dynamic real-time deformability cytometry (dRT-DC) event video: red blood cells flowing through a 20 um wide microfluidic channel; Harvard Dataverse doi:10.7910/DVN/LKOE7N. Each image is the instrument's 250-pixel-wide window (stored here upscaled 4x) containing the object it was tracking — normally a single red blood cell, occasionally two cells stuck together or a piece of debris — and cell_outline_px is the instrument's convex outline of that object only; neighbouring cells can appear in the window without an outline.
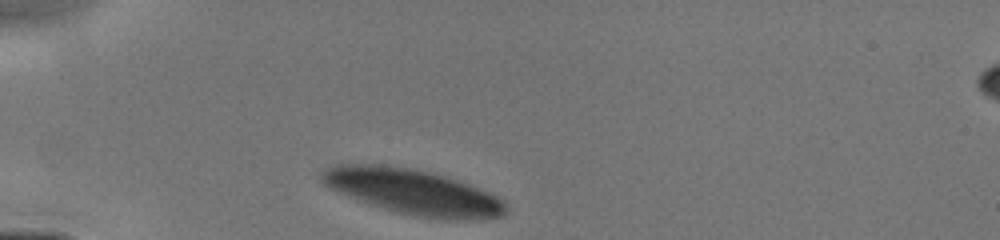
{"species": "human", "species_latin": "Homo sapiens", "temperature_condition": "cold", "stored_images_in_passage": 4, "camera_frame_rate_fps": 3000, "um_per_image_px": 0.085, "donor": {"sex": "male"}, "frame": {"image": 1, "passage_image": 1, "time_ms": 0.0, "image_size_px": [1000, 240], "cell_outline_px": [[508, 212], [500, 216], [480, 220], [452, 220], [416, 216], [368, 204], [356, 200], [328, 188], [320, 180], [320, 172], [332, 164], [380, 164], [408, 168], [428, 172], [444, 176], [468, 184], [488, 192], [504, 200], [508, 204]], "centroid_in_image_um": [35.09, 16.31], "position_along_channel_um": 49.9, "area_um2": 48.73}}
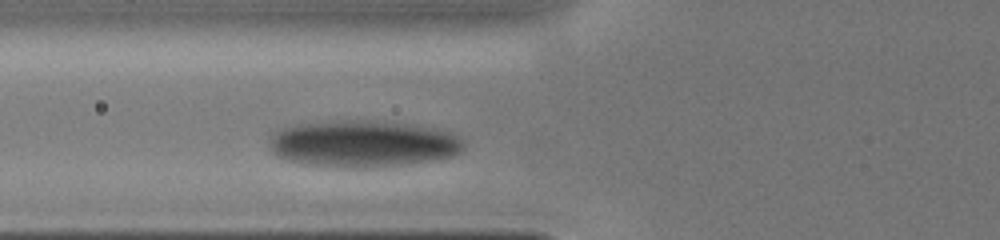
{"frame": {"image": 2, "passage_image": 4, "time_ms": 1.667, "image_size_px": [1000, 240], "cell_outline_px": [[464, 148], [460, 152], [452, 156], [432, 160], [400, 164], [356, 168], [304, 164], [284, 160], [276, 156], [272, 152], [268, 144], [268, 140], [272, 132], [284, 128], [300, 124], [348, 120], [352, 120], [396, 124], [432, 128], [448, 132], [460, 136], [464, 140]], "centroid_in_image_um": [30.78, 12.24], "position_along_channel_um": 95.0, "area_um2": 52.19}}